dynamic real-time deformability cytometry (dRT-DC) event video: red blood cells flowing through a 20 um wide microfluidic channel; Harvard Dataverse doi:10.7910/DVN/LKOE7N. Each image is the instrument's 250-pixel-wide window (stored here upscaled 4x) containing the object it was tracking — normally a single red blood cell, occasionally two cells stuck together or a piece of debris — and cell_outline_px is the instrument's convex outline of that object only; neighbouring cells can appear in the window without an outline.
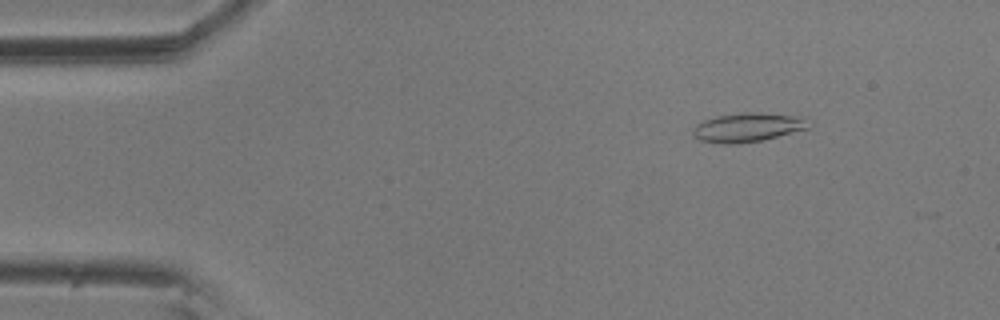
{"species": "common noctule bat (a hibernating species)", "species_latin": "Nyctalus noctula", "temperature_condition": "room temperature", "stored_images_in_passage": 4, "camera_frame_rate_fps": 3000, "um_per_image_px": 0.085, "animal": {"sex": "male", "body_mass_g": 20.5, "forearm_length_mm": 52.5}, "frame": {"image": 1, "passage_image": 3, "time_ms": 0.667, "image_size_px": [1000, 320], "cell_outline_px": [[808, 128], [764, 140], [736, 144], [720, 144], [700, 140], [692, 132], [692, 128], [696, 124], [704, 120], [716, 116], [740, 112], [756, 112], [792, 116], [800, 120]], "centroid_in_image_um": [63.39, 10.84], "position_along_channel_um": 21.6, "area_um2": 19.07}}